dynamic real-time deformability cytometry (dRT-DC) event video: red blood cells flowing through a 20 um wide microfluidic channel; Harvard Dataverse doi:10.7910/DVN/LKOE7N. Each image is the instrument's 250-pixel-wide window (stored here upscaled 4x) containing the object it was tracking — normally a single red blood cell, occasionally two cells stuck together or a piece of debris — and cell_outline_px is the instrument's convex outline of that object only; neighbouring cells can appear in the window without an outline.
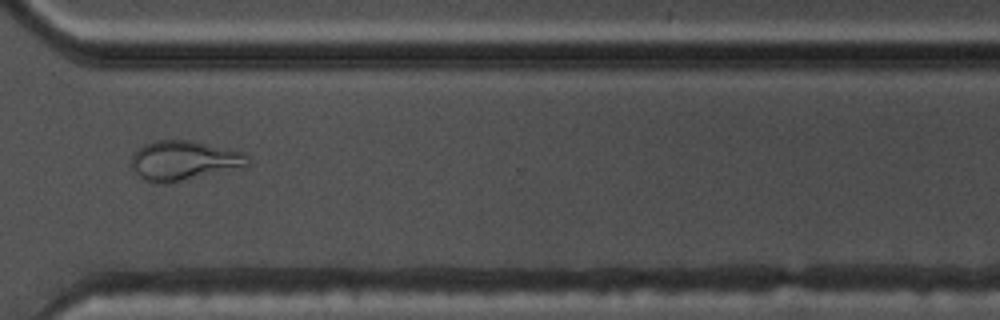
{"species": "common noctule bat (a hibernating species)", "species_latin": "Nyctalus noctula", "temperature_condition": "warm", "stored_images_in_passage": 49, "camera_frame_rate_fps": 3000, "um_per_image_px": 0.085, "animal": {"sex": "male", "body_mass_g": 17.5, "forearm_length_mm": 52.3}, "frame": {"image": 1, "passage_image": 35, "time_ms": 11.333, "image_size_px": [1000, 320], "cell_outline_px": [[252, 164], [248, 168], [180, 180], [144, 180], [132, 168], [132, 156], [144, 144], [156, 140], [192, 140], [244, 152]], "centroid_in_image_um": [15.76, 13.61], "position_along_channel_um": 354.8, "area_um2": 26.47}}
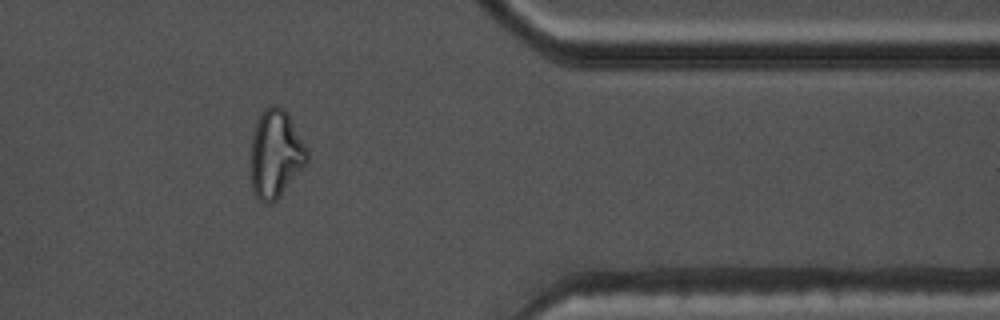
{"frame": {"image": 2, "passage_image": 39, "time_ms": 12.667, "image_size_px": [1000, 320], "cell_outline_px": [[308, 160], [280, 196], [276, 200], [268, 204], [264, 204], [252, 192], [248, 172], [248, 160], [252, 136], [256, 120], [264, 108], [272, 104], [276, 104], [284, 108], [288, 112], [308, 152]], "centroid_in_image_um": [23.35, 13.08], "position_along_channel_um": 388.1, "area_um2": 29.65}}
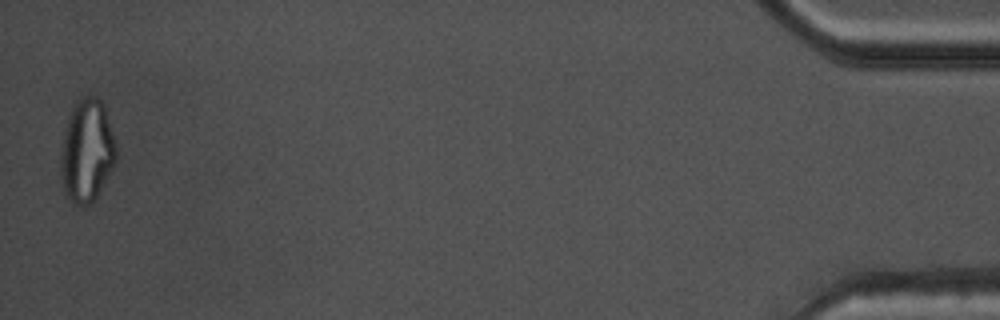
{"frame": {"image": 3, "passage_image": 48, "time_ms": 15.667, "image_size_px": [1000, 320], "cell_outline_px": [[116, 160], [96, 200], [88, 204], [76, 204], [68, 196], [64, 188], [60, 164], [60, 144], [64, 128], [72, 108], [76, 100], [84, 96], [96, 96], [104, 104], [116, 144]], "centroid_in_image_um": [7.38, 12.78], "position_along_channel_um": 427.8, "area_um2": 33.29}, "authors_computed_cell_mechanics": {"area_um2": 25.2008, "velocity_mm_per_s": 3.8028, "shape_relaxation_time_tau1_ms": null, "shape_relaxation_time_tau2_ms": 1.8649, "deformation_change_tau1": null, "deformation_change_tau2": 0.0928}}